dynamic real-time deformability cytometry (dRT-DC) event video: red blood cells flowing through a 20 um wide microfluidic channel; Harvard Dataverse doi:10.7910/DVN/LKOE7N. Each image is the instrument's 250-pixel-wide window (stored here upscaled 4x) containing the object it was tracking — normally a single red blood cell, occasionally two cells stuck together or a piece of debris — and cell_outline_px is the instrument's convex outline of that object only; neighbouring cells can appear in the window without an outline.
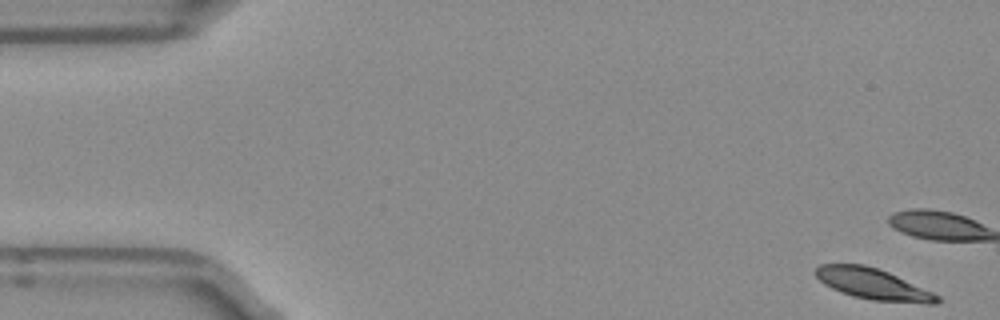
{"species": "Egyptian fruit bat (a non-hibernating species)", "species_latin": "Rousettus aegyptiacus", "temperature_condition": "room temperature", "stored_images_in_passage": 15, "camera_frame_rate_fps": 3000, "um_per_image_px": 0.085, "frame": {"image": 1, "passage_image": 1, "time_ms": 0.0, "image_size_px": [1000, 320], "cell_outline_px": [[940, 300], [936, 304], [928, 304], [872, 300], [852, 296], [840, 292], [824, 284], [812, 272], [820, 264], [864, 264], [888, 272], [932, 292], [940, 296]], "centroid_in_image_um": [74.18, 24.15], "position_along_channel_um": 10.8, "area_um2": 21.91}}